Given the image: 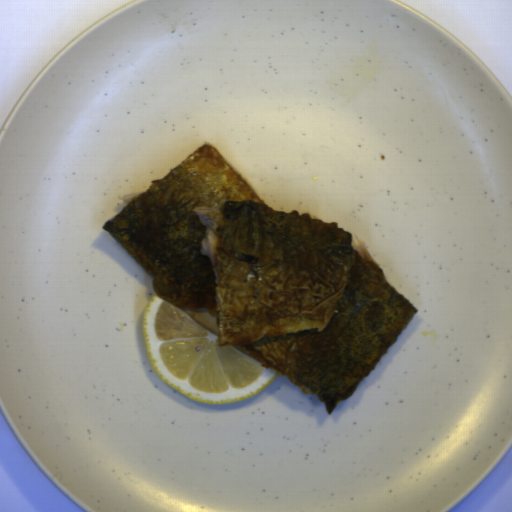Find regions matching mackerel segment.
<instances>
[{"label": "mackerel segment", "instance_id": "mackerel-segment-1", "mask_svg": "<svg viewBox=\"0 0 512 512\" xmlns=\"http://www.w3.org/2000/svg\"><path fill=\"white\" fill-rule=\"evenodd\" d=\"M102 224L180 308L215 317L218 346L315 395L331 415L418 312L336 222L266 205L203 143Z\"/></svg>", "mask_w": 512, "mask_h": 512}]
</instances>
